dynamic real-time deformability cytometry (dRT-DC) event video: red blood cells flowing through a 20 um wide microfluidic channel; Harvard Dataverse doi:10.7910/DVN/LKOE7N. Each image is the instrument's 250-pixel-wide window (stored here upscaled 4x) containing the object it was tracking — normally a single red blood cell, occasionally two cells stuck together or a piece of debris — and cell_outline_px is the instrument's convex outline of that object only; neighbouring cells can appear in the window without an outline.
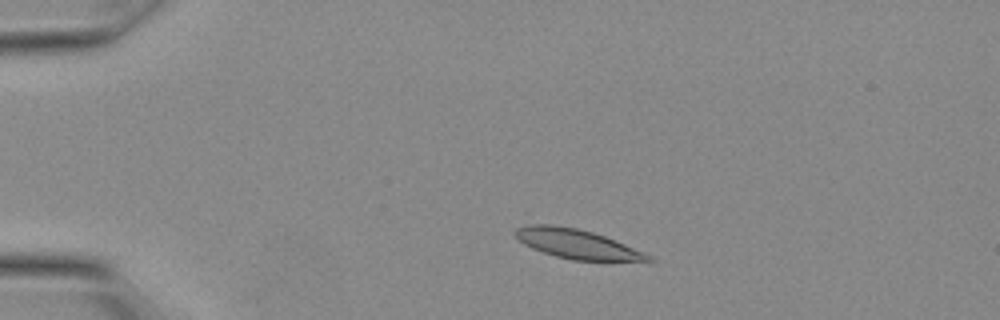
{"species": "Egyptian fruit bat (a non-hibernating species)", "species_latin": "Rousettus aegyptiacus", "temperature_condition": "warm", "stored_images_in_passage": 14, "camera_frame_rate_fps": 3000, "um_per_image_px": 0.085, "animal": {"sex": "female"}, "frame": {"image": 1, "passage_image": 4, "time_ms": 1.0, "image_size_px": [1000, 320], "cell_outline_px": [[652, 260], [572, 260], [556, 256], [532, 248], [524, 244], [512, 232], [528, 212], [592, 232], [604, 236], [644, 252], [652, 256]], "centroid_in_image_um": [48.65, 20.51], "position_along_channel_um": 36.4, "area_um2": 24.85}}
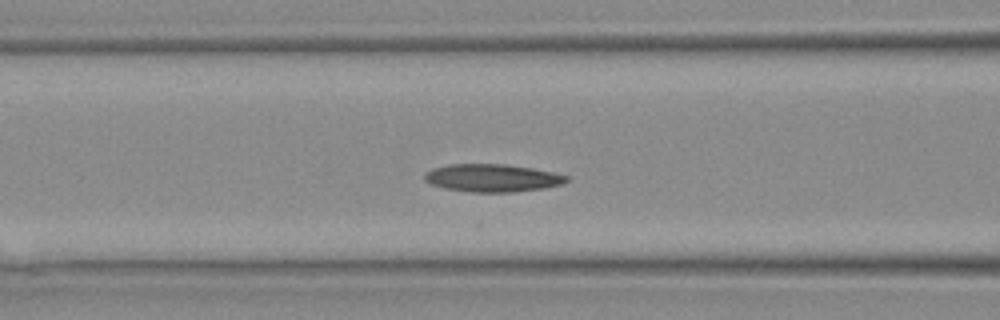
{"frame": {"image": 2, "passage_image": 10, "time_ms": 3.0, "image_size_px": [1000, 320], "cell_outline_px": [[568, 180], [560, 184], [544, 188], [512, 192], [472, 192], [444, 188], [432, 184], [424, 180], [424, 172], [432, 168], [448, 164], [504, 164], [532, 168], [552, 172], [568, 176]], "centroid_in_image_um": [41.8, 15.12], "position_along_channel_um": 124.8, "area_um2": 22.89}}
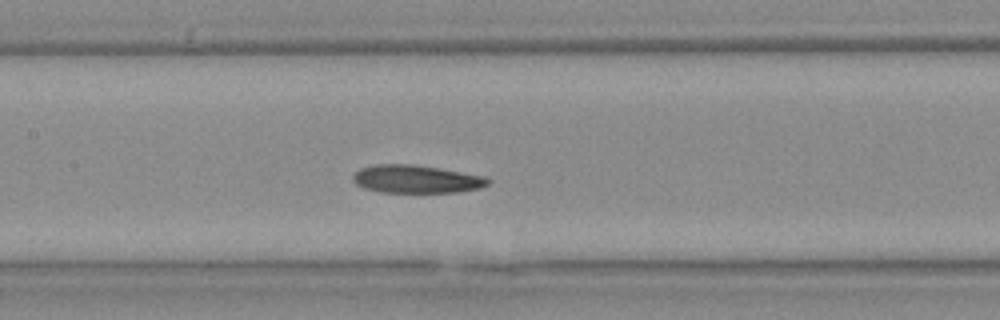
{"frame": {"image": 3, "passage_image": 12, "time_ms": 3.667, "image_size_px": [1000, 320], "cell_outline_px": [[492, 180], [488, 184], [480, 188], [456, 192], [380, 192], [364, 188], [356, 184], [352, 180], [352, 176], [360, 168], [376, 164], [412, 164], [484, 176]], "centroid_in_image_um": [35.35, 15.22], "position_along_channel_um": 172.0, "area_um2": 21.85}}